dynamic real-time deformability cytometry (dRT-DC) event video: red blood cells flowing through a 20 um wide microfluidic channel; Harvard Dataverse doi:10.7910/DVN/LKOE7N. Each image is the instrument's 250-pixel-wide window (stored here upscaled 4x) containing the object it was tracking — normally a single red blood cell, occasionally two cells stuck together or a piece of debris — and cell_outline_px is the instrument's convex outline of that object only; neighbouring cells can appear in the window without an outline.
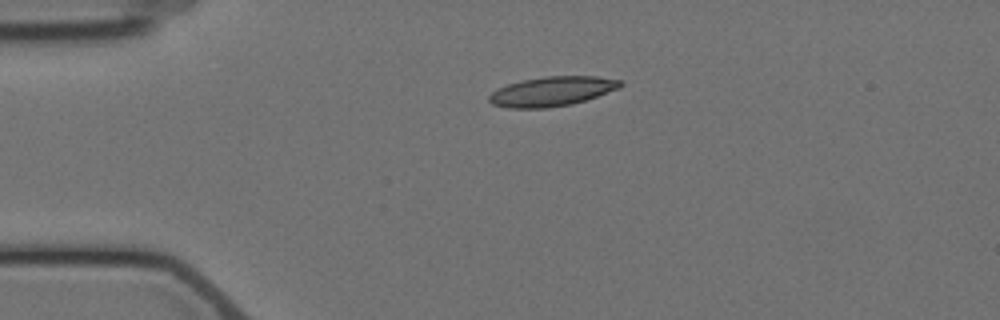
{"species": "Egyptian fruit bat (a non-hibernating species)", "species_latin": "Rousettus aegyptiacus", "temperature_condition": "cold", "stored_images_in_passage": 3, "camera_frame_rate_fps": 3000, "um_per_image_px": 0.085, "animal": {"sex": "female"}, "frame": {"image": 1, "passage_image": 3, "time_ms": 2.333, "image_size_px": [1000, 320], "cell_outline_px": [[624, 84], [620, 88], [572, 104], [548, 108], [508, 108], [492, 104], [488, 100], [488, 96], [496, 88], [508, 84], [524, 80], [544, 76], [596, 76], [624, 80]], "centroid_in_image_um": [46.92, 7.76], "position_along_channel_um": 38.1, "area_um2": 22.72}}